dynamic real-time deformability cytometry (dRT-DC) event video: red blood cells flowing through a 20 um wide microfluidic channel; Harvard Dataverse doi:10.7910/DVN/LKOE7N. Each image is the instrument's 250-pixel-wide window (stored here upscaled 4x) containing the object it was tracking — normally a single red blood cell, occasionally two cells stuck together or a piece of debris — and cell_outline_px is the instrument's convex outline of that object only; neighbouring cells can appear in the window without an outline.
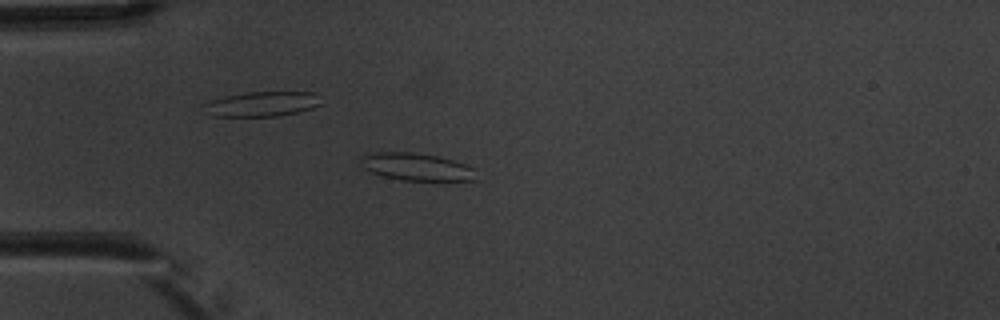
{"species": "common noctule bat (a hibernating species)", "species_latin": "Nyctalus noctula", "temperature_condition": "warm", "stored_images_in_passage": 6, "camera_frame_rate_fps": 3000, "um_per_image_px": 0.085, "animal": {"sex": "male", "body_mass_g": 20.1, "forearm_length_mm": 53.5}, "frame": {"image": 1, "passage_image": 5, "time_ms": 4.667, "image_size_px": [1000, 320], "cell_outline_px": [[476, 180], [400, 180], [384, 176], [372, 172], [364, 168], [360, 164], [360, 156], [376, 152], [412, 152], [440, 156], [464, 164], [472, 168]], "centroid_in_image_um": [35.35, 14.17], "position_along_channel_um": 49.7, "area_um2": 18.26}}